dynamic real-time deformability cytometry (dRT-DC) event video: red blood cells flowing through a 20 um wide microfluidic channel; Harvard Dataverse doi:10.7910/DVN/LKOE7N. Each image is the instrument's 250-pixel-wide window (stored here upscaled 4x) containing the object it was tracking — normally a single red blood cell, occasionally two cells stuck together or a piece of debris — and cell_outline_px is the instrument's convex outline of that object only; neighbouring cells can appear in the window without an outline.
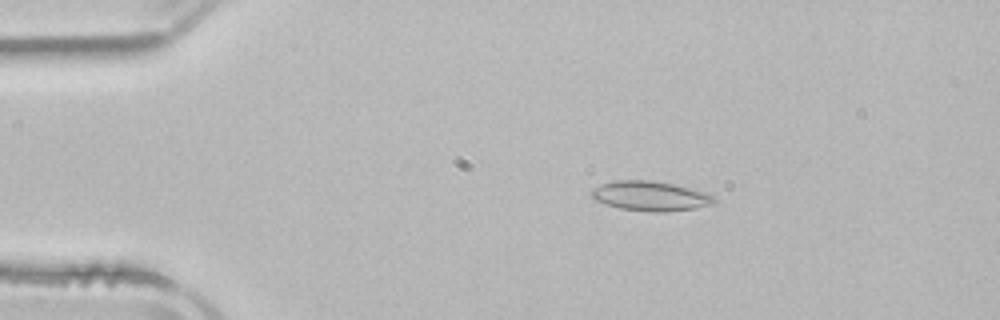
{"species": "common noctule bat (a hibernating species)", "species_latin": "Nyctalus noctula", "temperature_condition": "room temperature", "stored_images_in_passage": 2, "camera_frame_rate_fps": 3000, "um_per_image_px": 0.085, "animal": {"sex": "male", "body_mass_g": 21.5, "forearm_length_mm": 52.0}, "frame": {"image": 1, "passage_image": 1, "time_ms": 0.0, "image_size_px": [1000, 320], "cell_outline_px": [[716, 200], [712, 204], [696, 208], [664, 212], [652, 212], [620, 208], [596, 200], [592, 196], [592, 192], [600, 184], [612, 180], [648, 180], [672, 184], [704, 192], [712, 196]], "centroid_in_image_um": [55.28, 16.66], "position_along_channel_um": 29.7, "area_um2": 20.81}}